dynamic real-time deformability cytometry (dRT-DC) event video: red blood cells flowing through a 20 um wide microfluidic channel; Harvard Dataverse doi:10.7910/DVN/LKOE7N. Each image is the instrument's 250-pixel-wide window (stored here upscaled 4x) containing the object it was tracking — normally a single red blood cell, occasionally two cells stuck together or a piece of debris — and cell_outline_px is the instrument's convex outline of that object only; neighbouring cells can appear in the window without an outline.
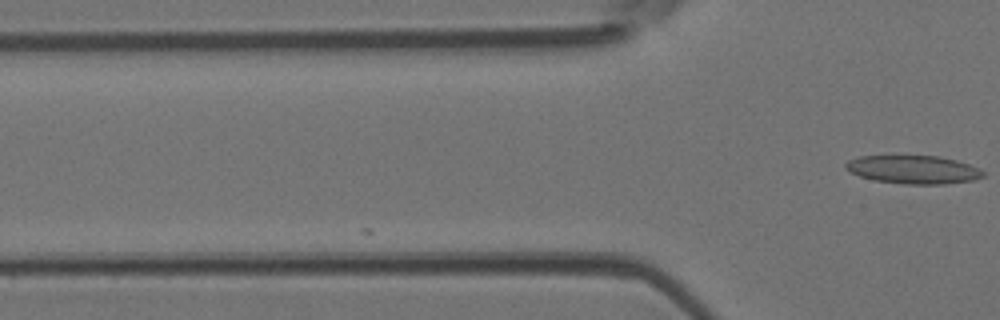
{"species": "Egyptian fruit bat (a non-hibernating species)", "species_latin": "Rousettus aegyptiacus", "temperature_condition": "room temperature", "stored_images_in_passage": 3, "camera_frame_rate_fps": 3000, "um_per_image_px": 0.085, "animal": {"sex": "female"}, "frame": {"image": 1, "passage_image": 3, "time_ms": 0.667, "image_size_px": [1000, 320], "cell_outline_px": [[984, 176], [972, 180], [944, 184], [904, 184], [876, 180], [860, 176], [844, 168], [844, 164], [848, 160], [860, 156], [940, 156], [956, 160], [980, 168], [984, 172]], "centroid_in_image_um": [77.64, 14.41], "position_along_channel_um": 48.2, "area_um2": 22.54}}